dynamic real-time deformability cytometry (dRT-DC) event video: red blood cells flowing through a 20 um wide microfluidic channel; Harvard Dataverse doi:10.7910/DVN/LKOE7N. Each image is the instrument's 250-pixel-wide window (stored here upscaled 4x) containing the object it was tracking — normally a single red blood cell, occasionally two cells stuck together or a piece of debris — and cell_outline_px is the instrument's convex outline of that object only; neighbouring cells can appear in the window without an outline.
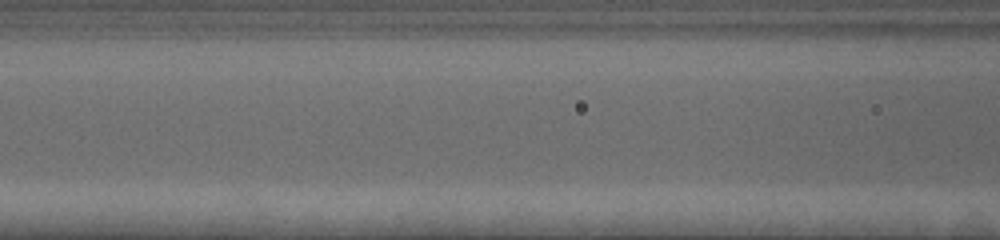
{"species": "human", "species_latin": "Homo sapiens", "temperature_condition": "cold", "stored_images_in_passage": 6, "camera_frame_rate_fps": 3000, "um_per_image_px": 0.085, "donor": {"sex": "female"}, "frame": {"image": 1, "passage_image": 3, "time_ms": 0.667, "image_size_px": [1000, 240], "cell_outline_px": [[336, 88], [332, 100], [236, 112], [216, 108], [208, 104], [204, 96], [204, 88]], "centroid_in_image_um": [22.45, 8.29], "position_along_channel_um": 144.2, "area_um2": 17.22}}